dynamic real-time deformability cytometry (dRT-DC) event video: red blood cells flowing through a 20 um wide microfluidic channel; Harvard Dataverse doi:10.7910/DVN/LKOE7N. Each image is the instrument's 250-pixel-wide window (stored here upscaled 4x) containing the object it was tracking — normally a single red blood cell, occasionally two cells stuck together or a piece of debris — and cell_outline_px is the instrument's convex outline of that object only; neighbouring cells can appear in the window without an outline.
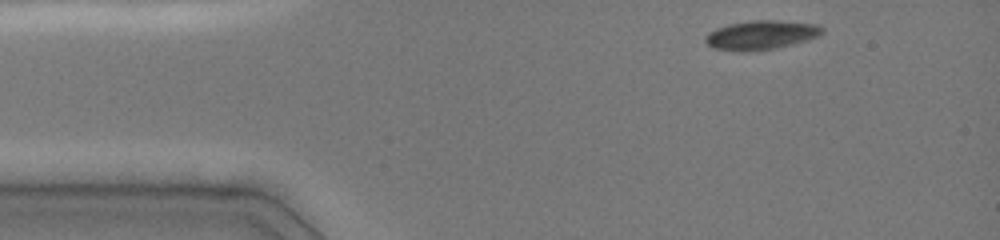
{"species": "common noctule bat (a hibernating species)", "species_latin": "Nyctalus noctula", "temperature_condition": "cold", "stored_images_in_passage": 38, "camera_frame_rate_fps": 3000, "um_per_image_px": 0.085, "animal": {"sex": "female", "body_mass_g": 19.0, "forearm_length_mm": 51.5}, "frame": {"image": 1, "passage_image": 1, "time_ms": 0.0, "image_size_px": [1000, 240], "cell_outline_px": [[824, 32], [820, 36], [808, 40], [776, 48], [744, 52], [712, 48], [704, 40], [704, 36], [708, 32], [716, 28], [728, 24], [752, 20], [776, 20], [816, 24], [824, 28]], "centroid_in_image_um": [64.69, 2.97], "position_along_channel_um": 20.3, "area_um2": 20.0}}
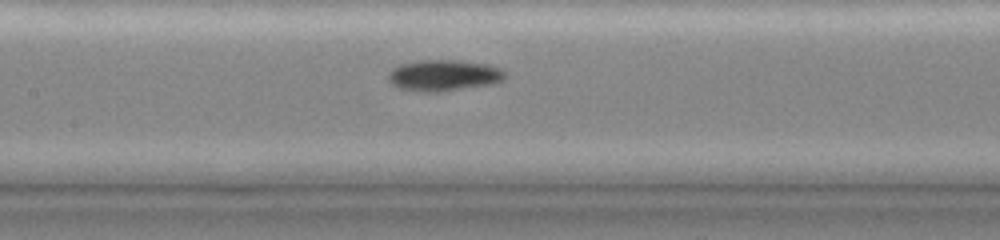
{"frame": {"image": 2, "passage_image": 17, "time_ms": 5.333, "image_size_px": [1000, 240], "cell_outline_px": [[508, 76], [504, 80], [492, 84], [440, 92], [416, 92], [396, 88], [388, 80], [388, 72], [392, 68], [400, 64], [420, 60], [460, 60], [488, 64], [500, 68]], "centroid_in_image_um": [37.7, 6.41], "position_along_channel_um": 169.7, "area_um2": 21.68}}
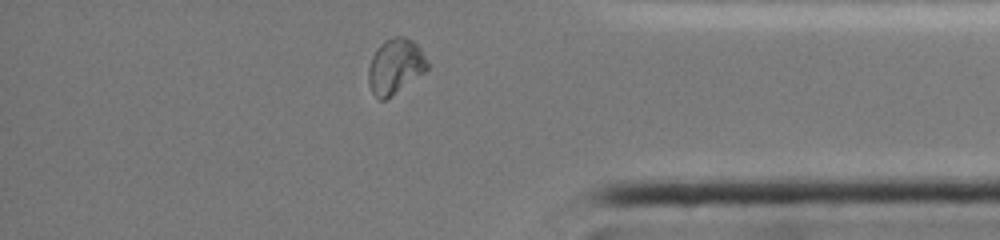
{"frame": {"image": 3, "passage_image": 35, "time_ms": 11.333, "image_size_px": [1000, 240], "cell_outline_px": [[428, 68], [424, 72], [384, 100], [380, 100], [372, 92], [368, 84], [368, 68], [372, 56], [376, 48], [384, 40], [392, 36], [404, 36], [412, 40], [420, 48], [428, 64]], "centroid_in_image_um": [33.56, 5.6], "position_along_channel_um": 401.6, "area_um2": 18.73}, "authors_computed_cell_mechanics": {"area_um2": 19.5942, "velocity_mm_per_s": 4.0137, "shape_relaxation_time_tau1_ms": 7.5284, "shape_relaxation_time_tau2_ms": null, "deformation_change_tau1": 0.1665, "deformation_change_tau2": null}}